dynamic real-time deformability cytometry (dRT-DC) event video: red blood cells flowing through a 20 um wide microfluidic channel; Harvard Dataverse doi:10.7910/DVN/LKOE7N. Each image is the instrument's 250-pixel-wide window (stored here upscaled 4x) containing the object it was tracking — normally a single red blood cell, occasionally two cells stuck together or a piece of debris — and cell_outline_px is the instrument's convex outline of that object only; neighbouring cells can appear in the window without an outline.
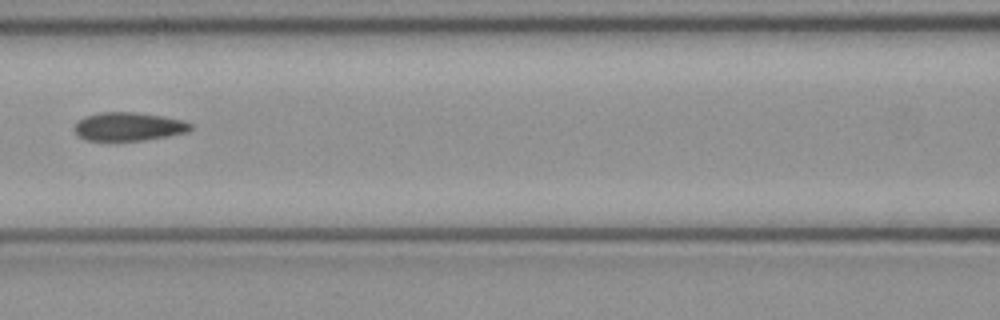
{"species": "common noctule bat (a hibernating species)", "species_latin": "Nyctalus noctula", "temperature_condition": "cold", "stored_images_in_passage": 6, "camera_frame_rate_fps": 3000, "um_per_image_px": 0.085, "animal": {"sex": "female", "body_mass_g": 21.9}, "frame": {"image": 1, "passage_image": 6, "time_ms": 1.667, "image_size_px": [1000, 320], "cell_outline_px": [[192, 128], [188, 132], [168, 136], [144, 140], [88, 140], [80, 136], [72, 128], [84, 116], [100, 112], [136, 112], [164, 116], [184, 120], [192, 124]], "centroid_in_image_um": [10.97, 10.74], "position_along_channel_um": 155.6, "area_um2": 19.25}}